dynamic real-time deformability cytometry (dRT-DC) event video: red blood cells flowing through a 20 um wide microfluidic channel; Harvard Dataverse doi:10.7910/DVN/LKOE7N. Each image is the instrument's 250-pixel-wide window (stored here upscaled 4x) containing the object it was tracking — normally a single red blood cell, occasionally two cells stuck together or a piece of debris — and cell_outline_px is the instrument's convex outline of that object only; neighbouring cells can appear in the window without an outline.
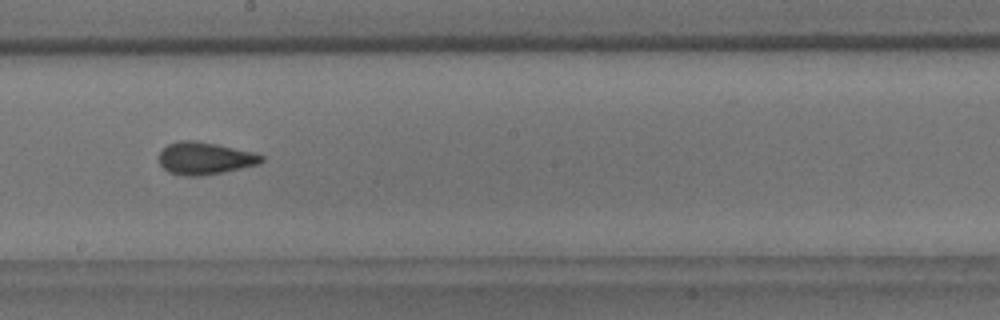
{"species": "common noctule bat (a hibernating species)", "species_latin": "Nyctalus noctula", "temperature_condition": "room temperature", "stored_images_in_passage": 16, "camera_frame_rate_fps": 3000, "um_per_image_px": 0.085, "animal": {"sex": "male", "body_mass_g": 18.8}, "frame": {"image": 1, "passage_image": 9, "time_ms": 10.0, "image_size_px": [1000, 320], "cell_outline_px": [[264, 160], [260, 164], [224, 172], [200, 176], [184, 176], [168, 172], [160, 164], [160, 152], [168, 144], [176, 140], [196, 140], [256, 152], [264, 156]], "centroid_in_image_um": [17.44, 13.45], "position_along_channel_um": 230.8, "area_um2": 19.54}, "authors_computed_cell_mechanics": {"area_um2": 19.9988, "velocity_mm_per_s": 3.751, "shape_relaxation_time_tau1_ms": 4.2212, "shape_relaxation_time_tau2_ms": 1.1617, "deformation_change_tau1": 0.1067, "deformation_change_tau2": 0.0381}}